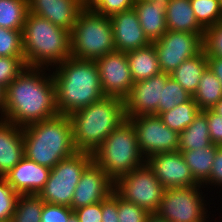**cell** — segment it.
Instances as JSON below:
<instances>
[{
    "mask_svg": "<svg viewBox=\"0 0 222 222\" xmlns=\"http://www.w3.org/2000/svg\"><path fill=\"white\" fill-rule=\"evenodd\" d=\"M44 69L26 66L7 86L2 119L25 127L60 115L54 78Z\"/></svg>",
    "mask_w": 222,
    "mask_h": 222,
    "instance_id": "6da1fadb",
    "label": "cell"
},
{
    "mask_svg": "<svg viewBox=\"0 0 222 222\" xmlns=\"http://www.w3.org/2000/svg\"><path fill=\"white\" fill-rule=\"evenodd\" d=\"M52 73L60 115H70L105 97L95 61L69 57Z\"/></svg>",
    "mask_w": 222,
    "mask_h": 222,
    "instance_id": "7a4b0ae2",
    "label": "cell"
},
{
    "mask_svg": "<svg viewBox=\"0 0 222 222\" xmlns=\"http://www.w3.org/2000/svg\"><path fill=\"white\" fill-rule=\"evenodd\" d=\"M22 129L24 156L39 165L52 169L62 159L78 151L69 115H57Z\"/></svg>",
    "mask_w": 222,
    "mask_h": 222,
    "instance_id": "3957f363",
    "label": "cell"
},
{
    "mask_svg": "<svg viewBox=\"0 0 222 222\" xmlns=\"http://www.w3.org/2000/svg\"><path fill=\"white\" fill-rule=\"evenodd\" d=\"M69 117L76 149L92 154L126 120L124 99L105 96Z\"/></svg>",
    "mask_w": 222,
    "mask_h": 222,
    "instance_id": "277c9868",
    "label": "cell"
},
{
    "mask_svg": "<svg viewBox=\"0 0 222 222\" xmlns=\"http://www.w3.org/2000/svg\"><path fill=\"white\" fill-rule=\"evenodd\" d=\"M25 63L46 67L71 57L70 31L28 12L22 31Z\"/></svg>",
    "mask_w": 222,
    "mask_h": 222,
    "instance_id": "5b68a950",
    "label": "cell"
},
{
    "mask_svg": "<svg viewBox=\"0 0 222 222\" xmlns=\"http://www.w3.org/2000/svg\"><path fill=\"white\" fill-rule=\"evenodd\" d=\"M93 161L115 182L146 163L140 151L135 128L126 119L92 153Z\"/></svg>",
    "mask_w": 222,
    "mask_h": 222,
    "instance_id": "8992f818",
    "label": "cell"
},
{
    "mask_svg": "<svg viewBox=\"0 0 222 222\" xmlns=\"http://www.w3.org/2000/svg\"><path fill=\"white\" fill-rule=\"evenodd\" d=\"M71 57L95 61L115 51L110 17L84 8L70 32Z\"/></svg>",
    "mask_w": 222,
    "mask_h": 222,
    "instance_id": "52a82bcc",
    "label": "cell"
},
{
    "mask_svg": "<svg viewBox=\"0 0 222 222\" xmlns=\"http://www.w3.org/2000/svg\"><path fill=\"white\" fill-rule=\"evenodd\" d=\"M93 161L91 153L77 151L51 170L38 196L50 204L71 206L75 188L85 168Z\"/></svg>",
    "mask_w": 222,
    "mask_h": 222,
    "instance_id": "ba28073f",
    "label": "cell"
},
{
    "mask_svg": "<svg viewBox=\"0 0 222 222\" xmlns=\"http://www.w3.org/2000/svg\"><path fill=\"white\" fill-rule=\"evenodd\" d=\"M165 190L146 163L114 182V191L121 198L142 207L152 216L158 212Z\"/></svg>",
    "mask_w": 222,
    "mask_h": 222,
    "instance_id": "9c48e42d",
    "label": "cell"
},
{
    "mask_svg": "<svg viewBox=\"0 0 222 222\" xmlns=\"http://www.w3.org/2000/svg\"><path fill=\"white\" fill-rule=\"evenodd\" d=\"M201 187L203 186L167 188L154 216L166 222H206L208 217Z\"/></svg>",
    "mask_w": 222,
    "mask_h": 222,
    "instance_id": "30bf717a",
    "label": "cell"
},
{
    "mask_svg": "<svg viewBox=\"0 0 222 222\" xmlns=\"http://www.w3.org/2000/svg\"><path fill=\"white\" fill-rule=\"evenodd\" d=\"M205 34L167 31L154 42L161 73L171 74L185 60L204 49Z\"/></svg>",
    "mask_w": 222,
    "mask_h": 222,
    "instance_id": "8fae6325",
    "label": "cell"
},
{
    "mask_svg": "<svg viewBox=\"0 0 222 222\" xmlns=\"http://www.w3.org/2000/svg\"><path fill=\"white\" fill-rule=\"evenodd\" d=\"M135 128L137 141L145 159L158 153L174 152L179 148V133L168 128L157 115L127 118Z\"/></svg>",
    "mask_w": 222,
    "mask_h": 222,
    "instance_id": "7c38bea8",
    "label": "cell"
},
{
    "mask_svg": "<svg viewBox=\"0 0 222 222\" xmlns=\"http://www.w3.org/2000/svg\"><path fill=\"white\" fill-rule=\"evenodd\" d=\"M95 63L104 95L124 99L134 84L126 52L112 51L95 60Z\"/></svg>",
    "mask_w": 222,
    "mask_h": 222,
    "instance_id": "4fadbf2b",
    "label": "cell"
},
{
    "mask_svg": "<svg viewBox=\"0 0 222 222\" xmlns=\"http://www.w3.org/2000/svg\"><path fill=\"white\" fill-rule=\"evenodd\" d=\"M170 74L160 73L148 79L135 82L124 98L126 119L139 115H156L162 90Z\"/></svg>",
    "mask_w": 222,
    "mask_h": 222,
    "instance_id": "5bb4252c",
    "label": "cell"
},
{
    "mask_svg": "<svg viewBox=\"0 0 222 222\" xmlns=\"http://www.w3.org/2000/svg\"><path fill=\"white\" fill-rule=\"evenodd\" d=\"M146 164L166 189L200 185L194 179L189 166L179 151L152 155L146 159Z\"/></svg>",
    "mask_w": 222,
    "mask_h": 222,
    "instance_id": "9a60e30c",
    "label": "cell"
},
{
    "mask_svg": "<svg viewBox=\"0 0 222 222\" xmlns=\"http://www.w3.org/2000/svg\"><path fill=\"white\" fill-rule=\"evenodd\" d=\"M114 191V181L92 161L83 171L75 188L71 208L73 210L101 202Z\"/></svg>",
    "mask_w": 222,
    "mask_h": 222,
    "instance_id": "2e32d148",
    "label": "cell"
},
{
    "mask_svg": "<svg viewBox=\"0 0 222 222\" xmlns=\"http://www.w3.org/2000/svg\"><path fill=\"white\" fill-rule=\"evenodd\" d=\"M110 20L117 51L128 52L151 43L144 34L134 8L114 14Z\"/></svg>",
    "mask_w": 222,
    "mask_h": 222,
    "instance_id": "e0dca14e",
    "label": "cell"
},
{
    "mask_svg": "<svg viewBox=\"0 0 222 222\" xmlns=\"http://www.w3.org/2000/svg\"><path fill=\"white\" fill-rule=\"evenodd\" d=\"M50 170L24 156L4 178L19 195H38L48 180Z\"/></svg>",
    "mask_w": 222,
    "mask_h": 222,
    "instance_id": "ac0fdd59",
    "label": "cell"
},
{
    "mask_svg": "<svg viewBox=\"0 0 222 222\" xmlns=\"http://www.w3.org/2000/svg\"><path fill=\"white\" fill-rule=\"evenodd\" d=\"M83 9L81 0H28L29 13L70 32Z\"/></svg>",
    "mask_w": 222,
    "mask_h": 222,
    "instance_id": "d6986e66",
    "label": "cell"
},
{
    "mask_svg": "<svg viewBox=\"0 0 222 222\" xmlns=\"http://www.w3.org/2000/svg\"><path fill=\"white\" fill-rule=\"evenodd\" d=\"M24 157L23 129L0 118V177Z\"/></svg>",
    "mask_w": 222,
    "mask_h": 222,
    "instance_id": "ffe728a7",
    "label": "cell"
},
{
    "mask_svg": "<svg viewBox=\"0 0 222 222\" xmlns=\"http://www.w3.org/2000/svg\"><path fill=\"white\" fill-rule=\"evenodd\" d=\"M166 0H135L134 10L138 15L145 36L152 43L167 32Z\"/></svg>",
    "mask_w": 222,
    "mask_h": 222,
    "instance_id": "44dd1931",
    "label": "cell"
},
{
    "mask_svg": "<svg viewBox=\"0 0 222 222\" xmlns=\"http://www.w3.org/2000/svg\"><path fill=\"white\" fill-rule=\"evenodd\" d=\"M167 31L205 34L198 23L190 0H168L166 3Z\"/></svg>",
    "mask_w": 222,
    "mask_h": 222,
    "instance_id": "7402d4cb",
    "label": "cell"
},
{
    "mask_svg": "<svg viewBox=\"0 0 222 222\" xmlns=\"http://www.w3.org/2000/svg\"><path fill=\"white\" fill-rule=\"evenodd\" d=\"M126 57L134 83L161 73L160 64L153 43L126 52Z\"/></svg>",
    "mask_w": 222,
    "mask_h": 222,
    "instance_id": "603a6c76",
    "label": "cell"
},
{
    "mask_svg": "<svg viewBox=\"0 0 222 222\" xmlns=\"http://www.w3.org/2000/svg\"><path fill=\"white\" fill-rule=\"evenodd\" d=\"M207 67L208 59L203 49L197 55L185 60L170 74V77L193 96Z\"/></svg>",
    "mask_w": 222,
    "mask_h": 222,
    "instance_id": "cb8c5ba5",
    "label": "cell"
},
{
    "mask_svg": "<svg viewBox=\"0 0 222 222\" xmlns=\"http://www.w3.org/2000/svg\"><path fill=\"white\" fill-rule=\"evenodd\" d=\"M211 144L207 117L200 111L193 122L179 134L178 151L197 150Z\"/></svg>",
    "mask_w": 222,
    "mask_h": 222,
    "instance_id": "d4e9b609",
    "label": "cell"
},
{
    "mask_svg": "<svg viewBox=\"0 0 222 222\" xmlns=\"http://www.w3.org/2000/svg\"><path fill=\"white\" fill-rule=\"evenodd\" d=\"M219 145L211 144L197 150L180 151L189 166L194 179L204 186L209 179L212 163Z\"/></svg>",
    "mask_w": 222,
    "mask_h": 222,
    "instance_id": "484cf974",
    "label": "cell"
},
{
    "mask_svg": "<svg viewBox=\"0 0 222 222\" xmlns=\"http://www.w3.org/2000/svg\"><path fill=\"white\" fill-rule=\"evenodd\" d=\"M192 98L201 111L212 109L222 99V83L209 67L202 74Z\"/></svg>",
    "mask_w": 222,
    "mask_h": 222,
    "instance_id": "4316f807",
    "label": "cell"
},
{
    "mask_svg": "<svg viewBox=\"0 0 222 222\" xmlns=\"http://www.w3.org/2000/svg\"><path fill=\"white\" fill-rule=\"evenodd\" d=\"M200 111L197 103L191 98L189 101L161 113L159 117L168 128L180 134L193 122Z\"/></svg>",
    "mask_w": 222,
    "mask_h": 222,
    "instance_id": "83f0119b",
    "label": "cell"
},
{
    "mask_svg": "<svg viewBox=\"0 0 222 222\" xmlns=\"http://www.w3.org/2000/svg\"><path fill=\"white\" fill-rule=\"evenodd\" d=\"M28 0H0V27L23 31Z\"/></svg>",
    "mask_w": 222,
    "mask_h": 222,
    "instance_id": "f1b7e54d",
    "label": "cell"
},
{
    "mask_svg": "<svg viewBox=\"0 0 222 222\" xmlns=\"http://www.w3.org/2000/svg\"><path fill=\"white\" fill-rule=\"evenodd\" d=\"M43 204L38 195H19L11 222H41Z\"/></svg>",
    "mask_w": 222,
    "mask_h": 222,
    "instance_id": "f546056e",
    "label": "cell"
},
{
    "mask_svg": "<svg viewBox=\"0 0 222 222\" xmlns=\"http://www.w3.org/2000/svg\"><path fill=\"white\" fill-rule=\"evenodd\" d=\"M198 23L206 30L222 21L219 0H190Z\"/></svg>",
    "mask_w": 222,
    "mask_h": 222,
    "instance_id": "4dcf8cb0",
    "label": "cell"
},
{
    "mask_svg": "<svg viewBox=\"0 0 222 222\" xmlns=\"http://www.w3.org/2000/svg\"><path fill=\"white\" fill-rule=\"evenodd\" d=\"M192 98L183 87H181L172 77H168L164 89L162 90L161 100H159L158 113L171 110L172 108L189 101Z\"/></svg>",
    "mask_w": 222,
    "mask_h": 222,
    "instance_id": "1f68e13d",
    "label": "cell"
},
{
    "mask_svg": "<svg viewBox=\"0 0 222 222\" xmlns=\"http://www.w3.org/2000/svg\"><path fill=\"white\" fill-rule=\"evenodd\" d=\"M0 57H19L25 62L22 31L0 27Z\"/></svg>",
    "mask_w": 222,
    "mask_h": 222,
    "instance_id": "d6a6232c",
    "label": "cell"
},
{
    "mask_svg": "<svg viewBox=\"0 0 222 222\" xmlns=\"http://www.w3.org/2000/svg\"><path fill=\"white\" fill-rule=\"evenodd\" d=\"M19 194L0 177V222H11Z\"/></svg>",
    "mask_w": 222,
    "mask_h": 222,
    "instance_id": "836d02e7",
    "label": "cell"
},
{
    "mask_svg": "<svg viewBox=\"0 0 222 222\" xmlns=\"http://www.w3.org/2000/svg\"><path fill=\"white\" fill-rule=\"evenodd\" d=\"M26 66L19 57H0V85L6 89Z\"/></svg>",
    "mask_w": 222,
    "mask_h": 222,
    "instance_id": "e575fe53",
    "label": "cell"
},
{
    "mask_svg": "<svg viewBox=\"0 0 222 222\" xmlns=\"http://www.w3.org/2000/svg\"><path fill=\"white\" fill-rule=\"evenodd\" d=\"M151 216L142 207L124 200L118 195L119 222H147Z\"/></svg>",
    "mask_w": 222,
    "mask_h": 222,
    "instance_id": "d590c367",
    "label": "cell"
},
{
    "mask_svg": "<svg viewBox=\"0 0 222 222\" xmlns=\"http://www.w3.org/2000/svg\"><path fill=\"white\" fill-rule=\"evenodd\" d=\"M204 49L206 56L222 58V21L205 30Z\"/></svg>",
    "mask_w": 222,
    "mask_h": 222,
    "instance_id": "8d00e7d4",
    "label": "cell"
},
{
    "mask_svg": "<svg viewBox=\"0 0 222 222\" xmlns=\"http://www.w3.org/2000/svg\"><path fill=\"white\" fill-rule=\"evenodd\" d=\"M74 210L65 205L45 203L41 212V222H68Z\"/></svg>",
    "mask_w": 222,
    "mask_h": 222,
    "instance_id": "74e56055",
    "label": "cell"
},
{
    "mask_svg": "<svg viewBox=\"0 0 222 222\" xmlns=\"http://www.w3.org/2000/svg\"><path fill=\"white\" fill-rule=\"evenodd\" d=\"M134 1L135 0H99L92 9L99 14L111 17L116 13L132 9Z\"/></svg>",
    "mask_w": 222,
    "mask_h": 222,
    "instance_id": "f35d334b",
    "label": "cell"
},
{
    "mask_svg": "<svg viewBox=\"0 0 222 222\" xmlns=\"http://www.w3.org/2000/svg\"><path fill=\"white\" fill-rule=\"evenodd\" d=\"M206 117L212 144L222 146V116L216 114L212 109L202 111Z\"/></svg>",
    "mask_w": 222,
    "mask_h": 222,
    "instance_id": "ab89813d",
    "label": "cell"
},
{
    "mask_svg": "<svg viewBox=\"0 0 222 222\" xmlns=\"http://www.w3.org/2000/svg\"><path fill=\"white\" fill-rule=\"evenodd\" d=\"M80 222H102V201L74 210Z\"/></svg>",
    "mask_w": 222,
    "mask_h": 222,
    "instance_id": "60d3db41",
    "label": "cell"
},
{
    "mask_svg": "<svg viewBox=\"0 0 222 222\" xmlns=\"http://www.w3.org/2000/svg\"><path fill=\"white\" fill-rule=\"evenodd\" d=\"M102 222H119L118 194L115 191L102 200Z\"/></svg>",
    "mask_w": 222,
    "mask_h": 222,
    "instance_id": "b9f144b4",
    "label": "cell"
},
{
    "mask_svg": "<svg viewBox=\"0 0 222 222\" xmlns=\"http://www.w3.org/2000/svg\"><path fill=\"white\" fill-rule=\"evenodd\" d=\"M204 184L215 186L222 185V146H219L215 153V158L211 167L210 177Z\"/></svg>",
    "mask_w": 222,
    "mask_h": 222,
    "instance_id": "7bdbcfd3",
    "label": "cell"
},
{
    "mask_svg": "<svg viewBox=\"0 0 222 222\" xmlns=\"http://www.w3.org/2000/svg\"><path fill=\"white\" fill-rule=\"evenodd\" d=\"M208 67L222 83V58L217 56H207Z\"/></svg>",
    "mask_w": 222,
    "mask_h": 222,
    "instance_id": "ee69618b",
    "label": "cell"
},
{
    "mask_svg": "<svg viewBox=\"0 0 222 222\" xmlns=\"http://www.w3.org/2000/svg\"><path fill=\"white\" fill-rule=\"evenodd\" d=\"M5 96H6V89L0 85V113H1L0 118H2L5 109Z\"/></svg>",
    "mask_w": 222,
    "mask_h": 222,
    "instance_id": "f6af8a7d",
    "label": "cell"
},
{
    "mask_svg": "<svg viewBox=\"0 0 222 222\" xmlns=\"http://www.w3.org/2000/svg\"><path fill=\"white\" fill-rule=\"evenodd\" d=\"M99 0H81L83 8H93Z\"/></svg>",
    "mask_w": 222,
    "mask_h": 222,
    "instance_id": "bcb514c9",
    "label": "cell"
},
{
    "mask_svg": "<svg viewBox=\"0 0 222 222\" xmlns=\"http://www.w3.org/2000/svg\"><path fill=\"white\" fill-rule=\"evenodd\" d=\"M212 110L222 116V99L212 108Z\"/></svg>",
    "mask_w": 222,
    "mask_h": 222,
    "instance_id": "7dc6e473",
    "label": "cell"
},
{
    "mask_svg": "<svg viewBox=\"0 0 222 222\" xmlns=\"http://www.w3.org/2000/svg\"><path fill=\"white\" fill-rule=\"evenodd\" d=\"M68 222H80V221H79V218L76 216V214L73 213V214L69 217Z\"/></svg>",
    "mask_w": 222,
    "mask_h": 222,
    "instance_id": "c3c4849f",
    "label": "cell"
},
{
    "mask_svg": "<svg viewBox=\"0 0 222 222\" xmlns=\"http://www.w3.org/2000/svg\"><path fill=\"white\" fill-rule=\"evenodd\" d=\"M147 222H166V221L159 220L155 216H151V218Z\"/></svg>",
    "mask_w": 222,
    "mask_h": 222,
    "instance_id": "681fc988",
    "label": "cell"
},
{
    "mask_svg": "<svg viewBox=\"0 0 222 222\" xmlns=\"http://www.w3.org/2000/svg\"><path fill=\"white\" fill-rule=\"evenodd\" d=\"M219 3H220L221 14H222V0H219Z\"/></svg>",
    "mask_w": 222,
    "mask_h": 222,
    "instance_id": "f907efd6",
    "label": "cell"
}]
</instances>
